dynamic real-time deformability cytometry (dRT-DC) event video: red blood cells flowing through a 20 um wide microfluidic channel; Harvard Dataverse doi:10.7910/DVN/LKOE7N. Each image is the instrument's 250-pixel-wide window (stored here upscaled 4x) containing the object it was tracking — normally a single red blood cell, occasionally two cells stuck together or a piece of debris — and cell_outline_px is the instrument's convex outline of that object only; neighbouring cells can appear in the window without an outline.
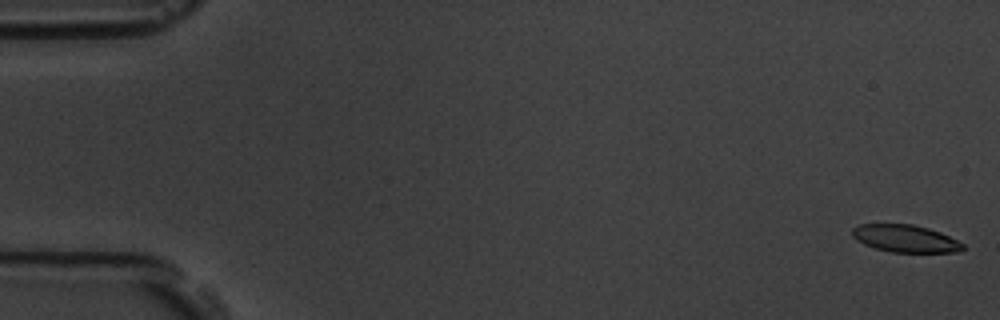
{"species": "common noctule bat (a hibernating species)", "species_latin": "Nyctalus noctula", "temperature_condition": "room temperature", "stored_images_in_passage": 5, "camera_frame_rate_fps": 3000, "um_per_image_px": 0.085, "animal": {"sex": "male", "body_mass_g": 19.5, "forearm_length_mm": 54.6}, "frame": {"image": 1, "passage_image": 1, "time_ms": 0.0, "image_size_px": [1000, 320], "cell_outline_px": [[964, 248], [960, 252], [892, 252], [876, 248], [864, 244], [856, 240], [852, 236], [852, 228], [860, 224], [912, 224], [928, 228], [940, 232], [964, 244]], "centroid_in_image_um": [76.94, 20.27], "position_along_channel_um": 8.1, "area_um2": 17.57}}
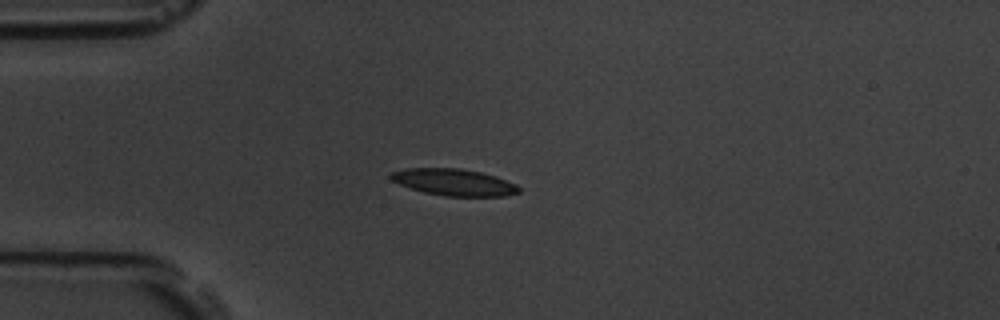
{"frame": {"image": 2, "passage_image": 4, "time_ms": 4.667, "image_size_px": [1000, 320], "cell_outline_px": [[520, 192], [504, 196], [444, 196], [424, 192], [400, 184], [392, 180], [388, 176], [392, 172], [404, 168], [460, 168], [480, 172], [496, 176], [516, 184], [520, 188]], "centroid_in_image_um": [38.59, 15.48], "position_along_channel_um": 46.4, "area_um2": 19.88}}